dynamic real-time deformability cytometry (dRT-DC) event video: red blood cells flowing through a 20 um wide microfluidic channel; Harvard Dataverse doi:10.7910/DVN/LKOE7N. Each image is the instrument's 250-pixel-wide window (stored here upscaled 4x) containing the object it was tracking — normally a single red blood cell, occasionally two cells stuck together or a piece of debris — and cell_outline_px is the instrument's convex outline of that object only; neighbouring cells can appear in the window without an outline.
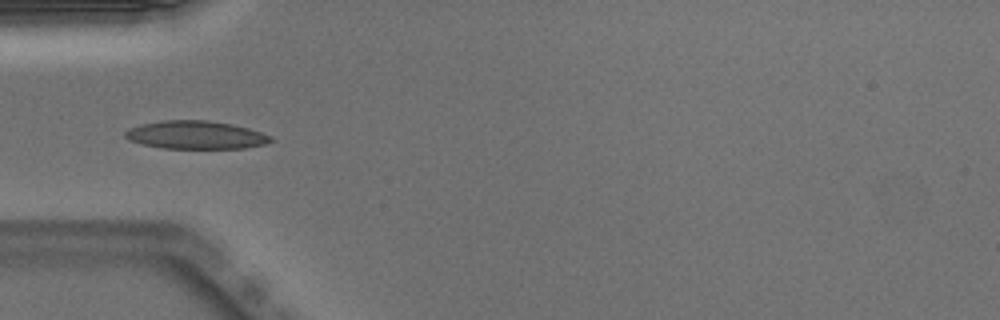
{"species": "Egyptian fruit bat (a non-hibernating species)", "species_latin": "Rousettus aegyptiacus", "temperature_condition": "warm", "stored_images_in_passage": 35, "camera_frame_rate_fps": 3000, "um_per_image_px": 0.085, "animal": {"sex": "male"}, "frame": {"image": 1, "passage_image": 1, "time_ms": 0.0, "image_size_px": [1000, 320], "cell_outline_px": [[276, 140], [264, 144], [244, 148], [164, 148], [144, 144], [128, 140], [124, 136], [124, 132], [128, 128], [140, 124], [160, 120], [208, 120], [232, 124], [248, 128], [272, 136]], "centroid_in_image_um": [16.63, 11.46], "position_along_channel_um": 68.4, "area_um2": 23.93}}
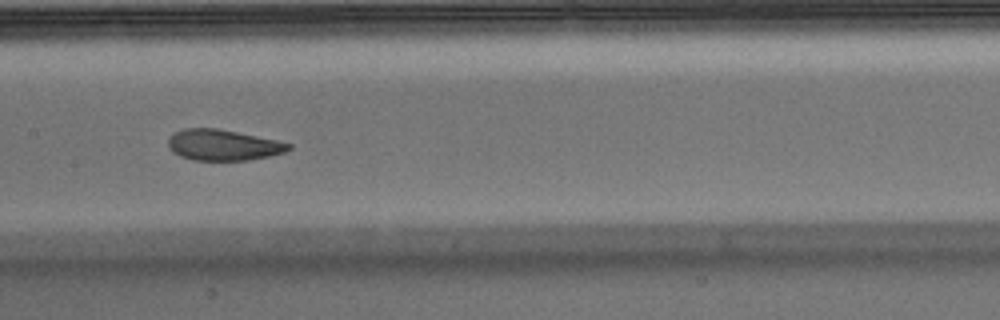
{"frame": {"image": 2, "passage_image": 10, "time_ms": 3.0, "image_size_px": [1000, 320], "cell_outline_px": [[292, 148], [284, 152], [268, 156], [248, 160], [192, 160], [180, 156], [172, 152], [168, 148], [168, 140], [176, 132], [184, 128], [216, 128], [276, 140], [292, 144]], "centroid_in_image_um": [18.94, 12.33], "position_along_channel_um": 188.5, "area_um2": 21.5}}
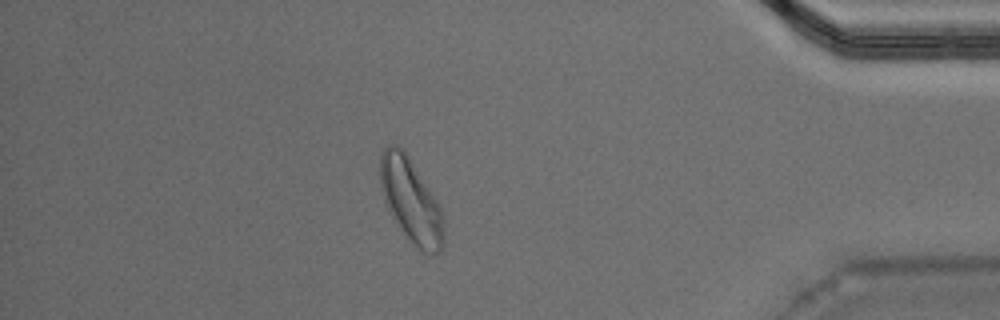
{"frame": {"image": 3, "passage_image": 29, "time_ms": 9.333, "image_size_px": [1000, 320], "cell_outline_px": [[444, 244], [440, 252], [420, 252], [404, 236], [396, 224], [384, 200], [380, 188], [380, 152], [388, 144], [396, 144], [404, 152], [440, 204], [444, 212]], "centroid_in_image_um": [34.93, 17.1], "position_along_channel_um": 400.3, "area_um2": 31.33}, "authors_computed_cell_mechanics": {"area_um2": 23.12, "velocity_mm_per_s": 3.9653, "shape_relaxation_time_tau1_ms": 4.1555, "shape_relaxation_time_tau2_ms": 1.9134, "deformation_change_tau1": 0.1397, "deformation_change_tau2": 0.0678}}